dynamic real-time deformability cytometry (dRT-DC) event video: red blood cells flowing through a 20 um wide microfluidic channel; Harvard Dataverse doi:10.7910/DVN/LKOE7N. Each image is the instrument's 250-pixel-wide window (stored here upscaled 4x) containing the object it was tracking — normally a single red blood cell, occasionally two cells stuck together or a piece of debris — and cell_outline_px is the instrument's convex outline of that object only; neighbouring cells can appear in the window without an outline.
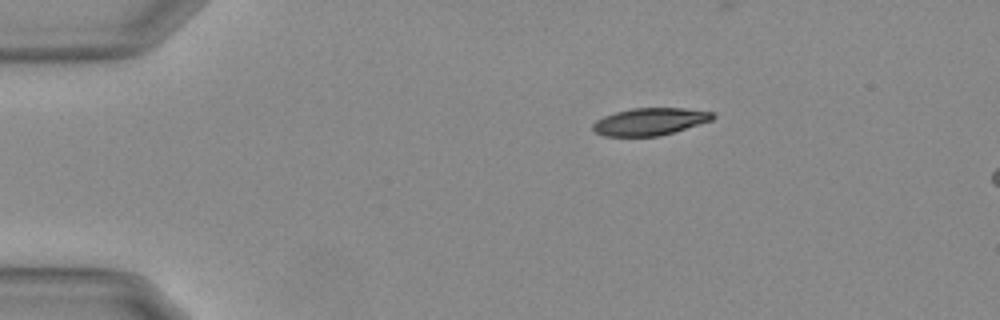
{"species": "Egyptian fruit bat (a non-hibernating species)", "species_latin": "Rousettus aegyptiacus", "temperature_condition": "warm", "stored_images_in_passage": 7, "camera_frame_rate_fps": 3000, "um_per_image_px": 0.085, "animal": {"sex": "female"}, "frame": {"image": 1, "passage_image": 1, "time_ms": 0.0, "image_size_px": [1000, 320], "cell_outline_px": [[716, 116], [712, 120], [660, 136], [604, 136], [596, 132], [592, 128], [592, 124], [596, 120], [604, 116], [616, 112], [632, 108], [684, 108], [712, 112]], "centroid_in_image_um": [55.23, 10.33], "position_along_channel_um": 29.8, "area_um2": 18.96}}